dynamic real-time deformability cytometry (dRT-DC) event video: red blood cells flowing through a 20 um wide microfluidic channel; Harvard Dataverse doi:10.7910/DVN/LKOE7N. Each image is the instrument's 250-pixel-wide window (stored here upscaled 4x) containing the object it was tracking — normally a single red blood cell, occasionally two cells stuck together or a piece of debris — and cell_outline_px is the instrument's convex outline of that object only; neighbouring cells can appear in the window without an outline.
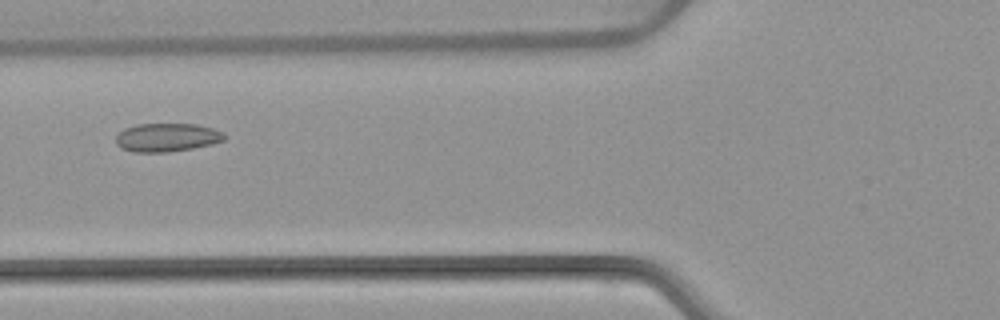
{"species": "common noctule bat (a hibernating species)", "species_latin": "Nyctalus noctula", "temperature_condition": "warm", "stored_images_in_passage": 47, "camera_frame_rate_fps": 3000, "um_per_image_px": 0.085, "animal": {"sex": "female", "body_mass_g": 22.7, "forearm_length_mm": 54.2}, "frame": {"image": 1, "passage_image": 15, "time_ms": 4.667, "image_size_px": [1000, 320], "cell_outline_px": [[228, 136], [224, 140], [212, 144], [192, 148], [168, 152], [132, 152], [120, 148], [116, 144], [116, 136], [124, 128], [136, 124], [196, 124], [212, 128], [224, 132]], "centroid_in_image_um": [14.19, 11.68], "position_along_channel_um": 111.6, "area_um2": 18.15}}
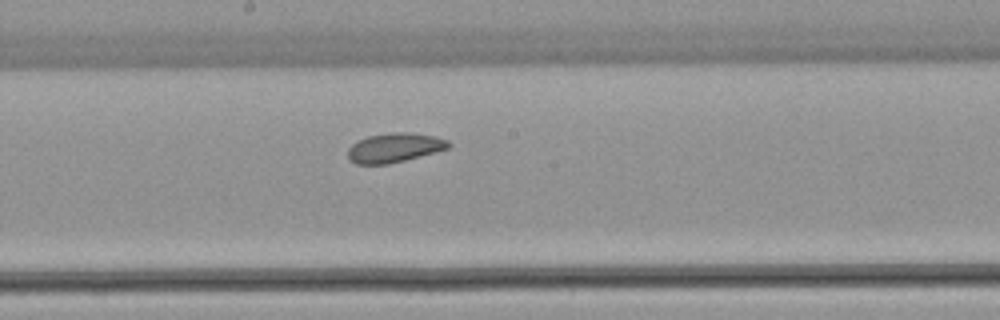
{"frame": {"image": 2, "passage_image": 23, "time_ms": 7.333, "image_size_px": [1000, 320], "cell_outline_px": [[452, 144], [448, 148], [436, 152], [388, 164], [356, 164], [348, 156], [348, 148], [356, 140], [368, 136], [396, 132], [412, 132], [436, 136], [448, 140]], "centroid_in_image_um": [33.55, 12.54], "position_along_channel_um": 214.6, "area_um2": 17.22}}
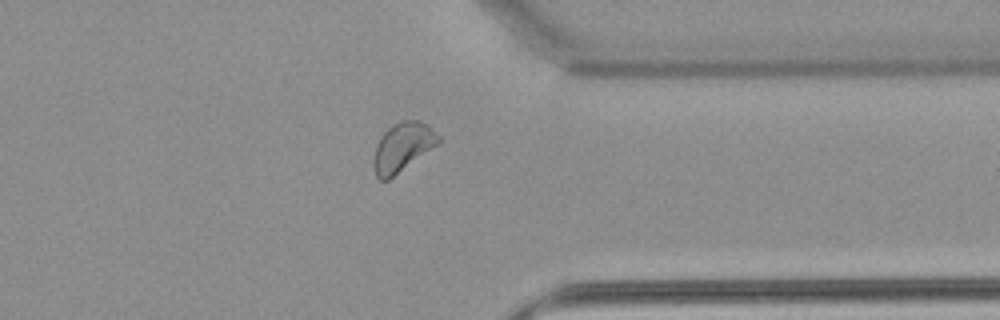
{"frame": {"image": 3, "passage_image": 36, "time_ms": 11.667, "image_size_px": [1000, 320], "cell_outline_px": [[440, 144], [388, 180], [380, 180], [376, 176], [372, 164], [372, 160], [376, 144], [380, 136], [392, 124], [400, 120], [420, 120], [428, 124], [440, 136]], "centroid_in_image_um": [34.22, 12.49], "position_along_channel_um": 377.2, "area_um2": 18.9}, "authors_computed_cell_mechanics": {"area_um2": 18.3804, "velocity_mm_per_s": 3.8676, "shape_relaxation_time_tau1_ms": null, "shape_relaxation_time_tau2_ms": 1.9781, "deformation_change_tau1": null, "deformation_change_tau2": 0.0646}}